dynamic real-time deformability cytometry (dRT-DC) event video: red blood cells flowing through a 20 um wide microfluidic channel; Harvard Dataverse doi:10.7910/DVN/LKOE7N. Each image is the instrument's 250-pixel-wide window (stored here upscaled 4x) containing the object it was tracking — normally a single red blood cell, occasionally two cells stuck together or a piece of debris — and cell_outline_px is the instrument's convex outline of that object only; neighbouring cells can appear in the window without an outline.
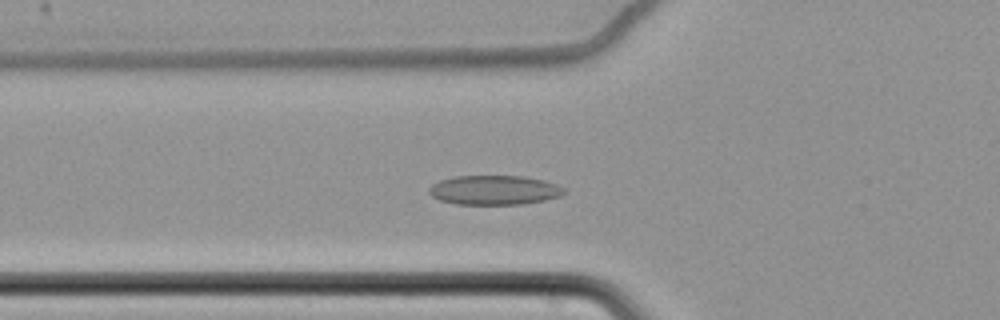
{"species": "common noctule bat (a hibernating species)", "species_latin": "Nyctalus noctula", "temperature_condition": "cold", "stored_images_in_passage": 50, "camera_frame_rate_fps": 3000, "um_per_image_px": 0.085, "animal": {"sex": "female", "body_mass_g": 22.7, "forearm_length_mm": 54.2}, "frame": {"image": 1, "passage_image": 12, "time_ms": 3.667, "image_size_px": [1000, 320], "cell_outline_px": [[568, 192], [560, 196], [544, 200], [520, 204], [456, 204], [440, 200], [432, 196], [428, 192], [428, 188], [432, 184], [440, 180], [456, 176], [524, 176], [544, 180], [556, 184], [564, 188]], "centroid_in_image_um": [42.02, 16.15], "position_along_channel_um": 83.8, "area_um2": 23.18}}
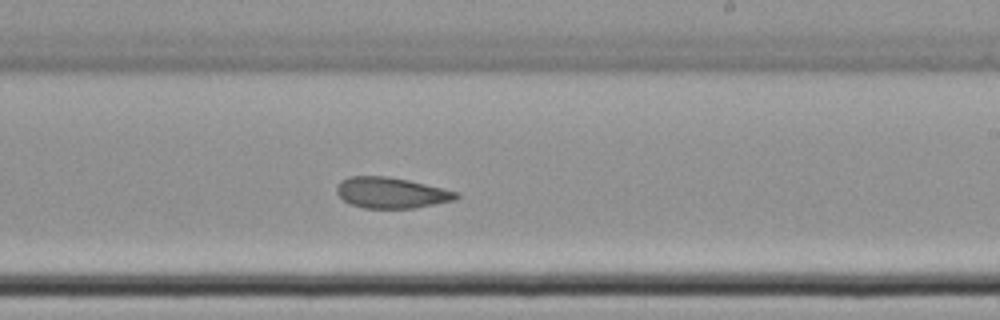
{"frame": {"image": 2, "passage_image": 27, "time_ms": 8.667, "image_size_px": [1000, 320], "cell_outline_px": [[460, 196], [456, 200], [412, 208], [364, 208], [352, 204], [344, 200], [336, 192], [336, 184], [340, 180], [348, 176], [388, 176], [408, 180], [460, 192]], "centroid_in_image_um": [33.25, 16.37], "position_along_channel_um": 255.7, "area_um2": 21.56}}
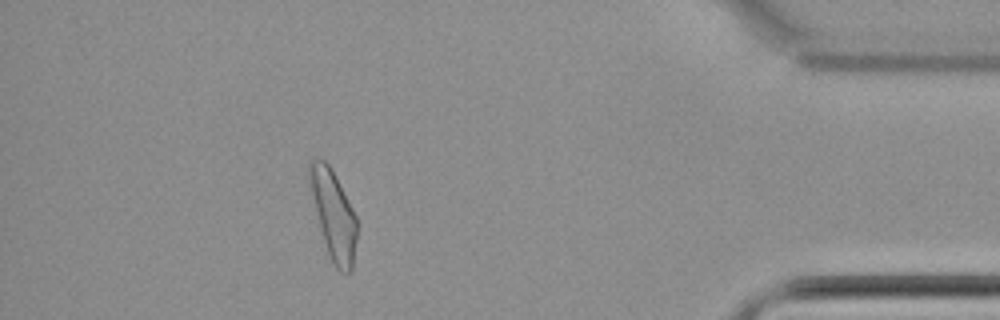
{"frame": {"image": 3, "passage_image": 44, "time_ms": 14.333, "image_size_px": [1000, 320], "cell_outline_px": [[356, 240], [352, 272], [340, 272], [332, 264], [320, 228], [308, 184], [308, 160], [324, 160], [328, 164], [352, 208], [356, 216]], "centroid_in_image_um": [28.32, 18.28], "position_along_channel_um": 406.9, "area_um2": 24.1}, "authors_computed_cell_mechanics": {"area_um2": 23.1489, "velocity_mm_per_s": 3.4537, "shape_relaxation_time_tau1_ms": null, "shape_relaxation_time_tau2_ms": 4.014, "deformation_change_tau1": null, "deformation_change_tau2": 0.0984}}